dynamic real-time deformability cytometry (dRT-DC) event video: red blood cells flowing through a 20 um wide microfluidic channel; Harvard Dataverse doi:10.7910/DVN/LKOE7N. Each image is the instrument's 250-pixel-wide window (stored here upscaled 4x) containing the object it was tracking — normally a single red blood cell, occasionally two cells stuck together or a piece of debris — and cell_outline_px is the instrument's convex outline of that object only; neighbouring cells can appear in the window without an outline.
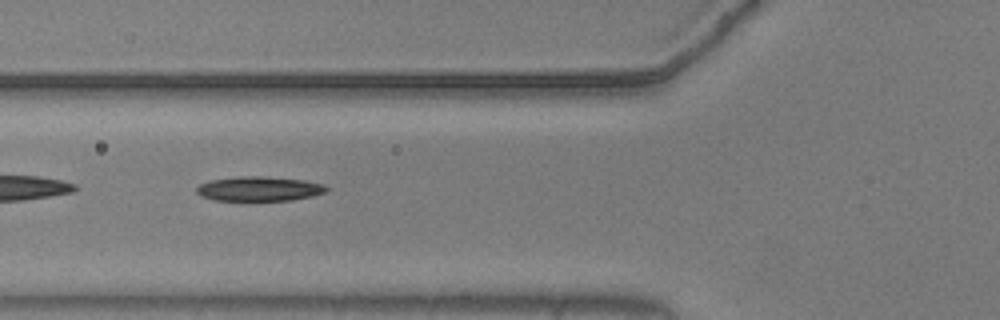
{"species": "common noctule bat (a hibernating species)", "species_latin": "Nyctalus noctula", "temperature_condition": "warm", "stored_images_in_passage": 54, "camera_frame_rate_fps": 3000, "um_per_image_px": 0.085, "animal": {"sex": "male", "body_mass_g": 20.5, "forearm_length_mm": 52.5}, "frame": {"image": 1, "passage_image": 19, "time_ms": 6.0, "image_size_px": [1000, 320], "cell_outline_px": [[328, 192], [312, 196], [292, 200], [212, 200], [200, 196], [196, 192], [196, 188], [200, 184], [212, 180], [240, 176], [264, 176], [304, 180], [324, 184], [328, 188]], "centroid_in_image_um": [22.05, 16.04], "position_along_channel_um": 103.8, "area_um2": 18.61}}
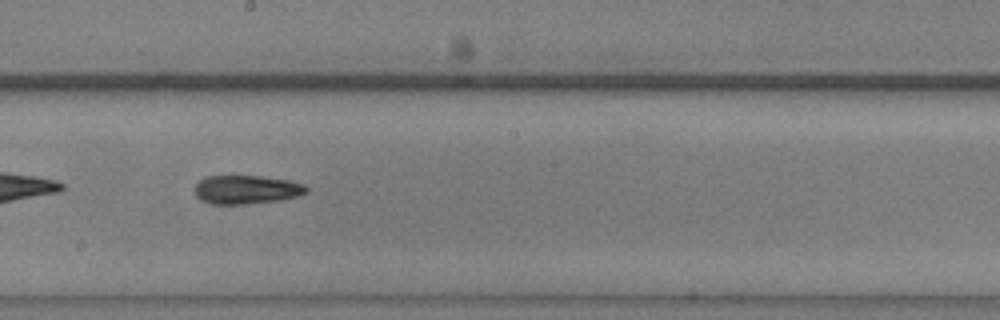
{"frame": {"image": 2, "passage_image": 29, "time_ms": 9.333, "image_size_px": [1000, 320], "cell_outline_px": [[308, 192], [296, 196], [280, 200], [244, 204], [212, 204], [200, 200], [196, 196], [196, 184], [204, 176], [260, 176], [288, 180], [304, 184], [308, 188]], "centroid_in_image_um": [20.94, 16.11], "position_along_channel_um": 227.3, "area_um2": 18.61}}
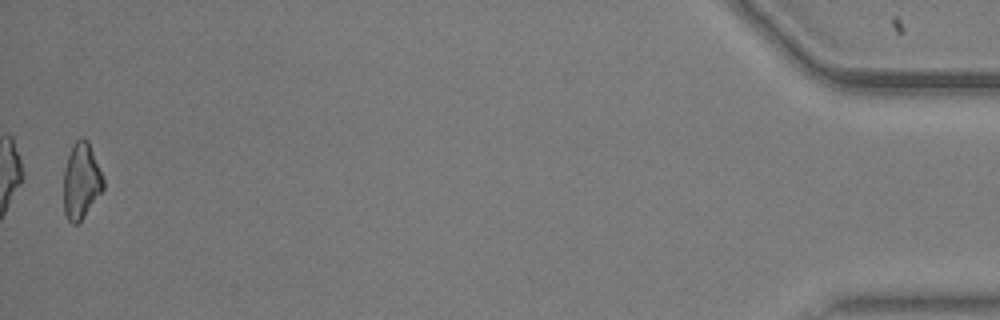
{"frame": {"image": 3, "passage_image": 53, "time_ms": 17.333, "image_size_px": [1000, 320], "cell_outline_px": [[104, 188], [84, 216], [76, 224], [72, 224], [68, 220], [64, 212], [64, 172], [68, 156], [72, 144], [80, 136], [84, 136], [88, 140], [104, 180]], "centroid_in_image_um": [6.9, 15.35], "position_along_channel_um": 428.3, "area_um2": 17.46}, "authors_computed_cell_mechanics": {"area_um2": 18.8139, "velocity_mm_per_s": 3.6858, "shape_relaxation_time_tau1_ms": 5.1792, "shape_relaxation_time_tau2_ms": 4.4107, "deformation_change_tau1": 0.1841, "deformation_change_tau2": 0.1281}}